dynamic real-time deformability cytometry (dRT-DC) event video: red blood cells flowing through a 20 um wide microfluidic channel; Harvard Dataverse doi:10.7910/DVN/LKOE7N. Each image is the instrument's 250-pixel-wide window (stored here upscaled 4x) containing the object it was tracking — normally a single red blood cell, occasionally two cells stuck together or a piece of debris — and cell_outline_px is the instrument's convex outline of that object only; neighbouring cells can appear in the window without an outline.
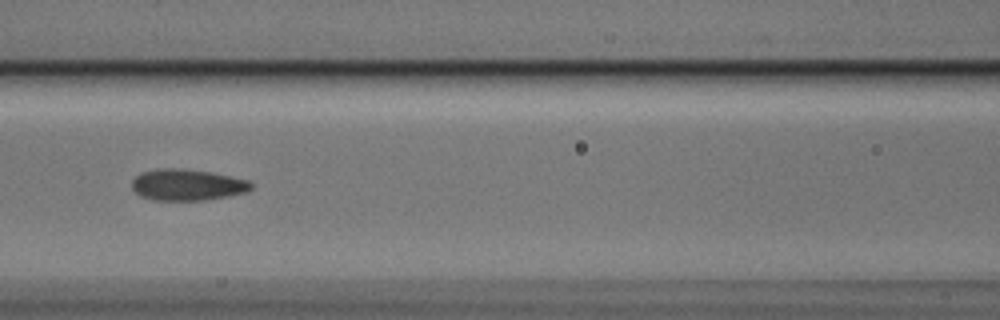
{"species": "Egyptian fruit bat (a non-hibernating species)", "species_latin": "Rousettus aegyptiacus", "temperature_condition": "cold", "stored_images_in_passage": 9, "camera_frame_rate_fps": 3000, "um_per_image_px": 0.085, "animal": {"sex": "male"}, "frame": {"image": 1, "passage_image": 7, "time_ms": 2.0, "image_size_px": [1000, 320], "cell_outline_px": [[252, 188], [244, 192], [228, 196], [204, 200], [152, 200], [140, 196], [132, 188], [132, 180], [140, 172], [160, 168], [180, 168], [212, 172], [248, 180], [252, 184]], "centroid_in_image_um": [15.88, 15.7], "position_along_channel_um": 150.7, "area_um2": 21.79}}
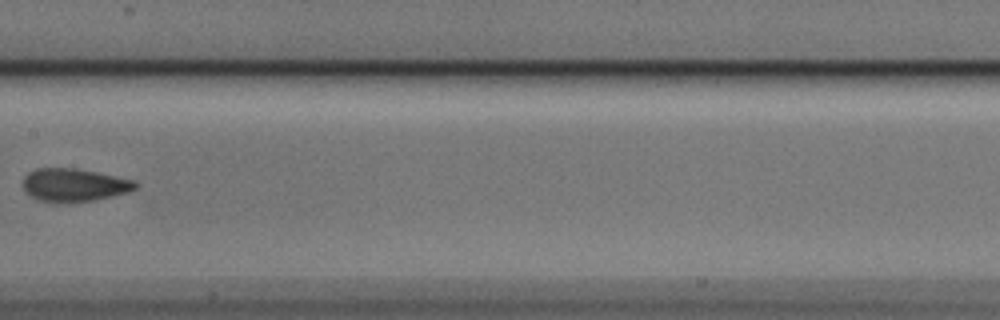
{"frame": {"image": 2, "passage_image": 8, "time_ms": 2.333, "image_size_px": [1000, 320], "cell_outline_px": [[140, 184], [136, 188], [128, 192], [112, 196], [92, 200], [40, 200], [32, 196], [24, 188], [24, 176], [28, 172], [36, 168], [72, 168], [96, 172], [132, 180]], "centroid_in_image_um": [6.32, 15.68], "position_along_channel_um": 201.1, "area_um2": 20.75}}
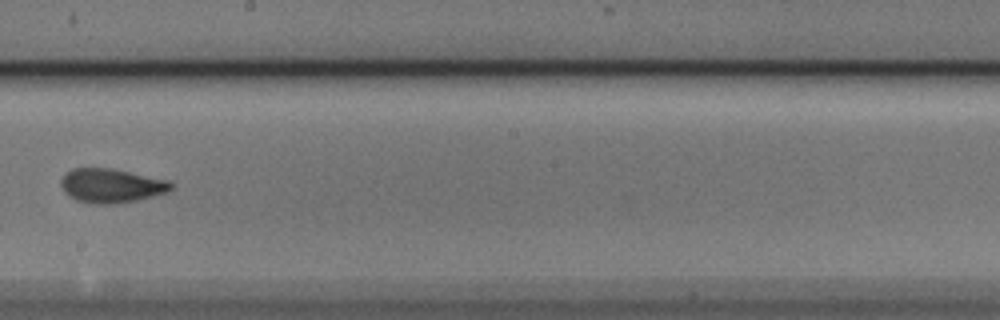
{"frame": {"image": 3, "passage_image": 9, "time_ms": 2.667, "image_size_px": [1000, 320], "cell_outline_px": [[176, 184], [168, 192], [136, 200], [116, 204], [92, 204], [76, 200], [68, 196], [64, 192], [60, 184], [60, 180], [64, 172], [72, 168], [112, 168], [168, 180]], "centroid_in_image_um": [9.43, 15.78], "position_along_channel_um": 238.8, "area_um2": 22.2}}